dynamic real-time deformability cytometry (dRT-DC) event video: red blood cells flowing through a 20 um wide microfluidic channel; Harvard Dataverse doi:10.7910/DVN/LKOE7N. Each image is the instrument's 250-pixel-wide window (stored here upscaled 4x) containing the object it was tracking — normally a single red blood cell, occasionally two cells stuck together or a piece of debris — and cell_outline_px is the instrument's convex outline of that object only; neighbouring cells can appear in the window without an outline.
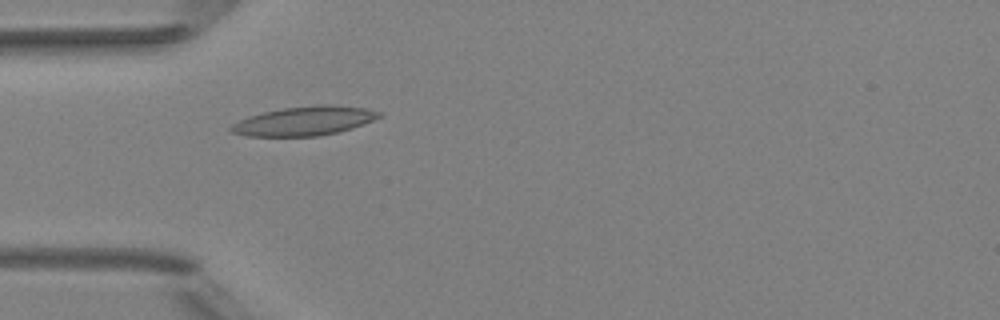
{"species": "Egyptian fruit bat (a non-hibernating species)", "species_latin": "Rousettus aegyptiacus", "temperature_condition": "room temperature", "stored_images_in_passage": 1, "camera_frame_rate_fps": 3000, "um_per_image_px": 0.085, "animal": {"sex": "female"}, "frame": {"image": 1, "passage_image": 1, "time_ms": 0.0, "image_size_px": [1000, 320], "cell_outline_px": [[384, 116], [352, 128], [340, 132], [320, 136], [244, 136], [232, 132], [228, 128], [232, 124], [248, 116], [264, 112], [284, 108], [320, 104], [332, 104], [364, 108], [384, 112]], "centroid_in_image_um": [25.91, 10.28], "position_along_channel_um": 59.1, "area_um2": 25.32}}